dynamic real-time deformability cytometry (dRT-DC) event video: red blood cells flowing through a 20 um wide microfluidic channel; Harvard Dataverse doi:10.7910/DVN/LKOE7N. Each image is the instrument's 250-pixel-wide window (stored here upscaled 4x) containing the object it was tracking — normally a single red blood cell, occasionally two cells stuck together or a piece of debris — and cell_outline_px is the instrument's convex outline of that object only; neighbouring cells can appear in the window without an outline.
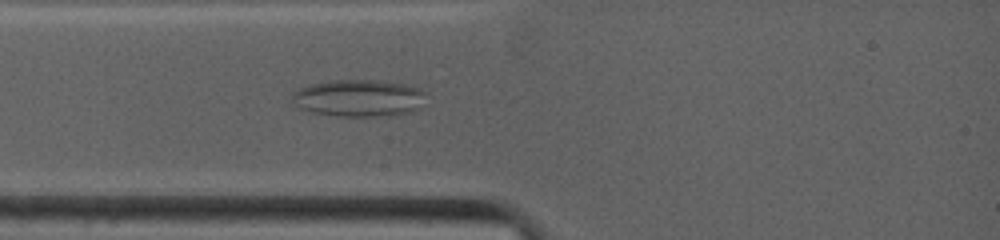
{"species": "common noctule bat (a hibernating species)", "species_latin": "Nyctalus noctula", "temperature_condition": "warm", "stored_images_in_passage": 12, "camera_frame_rate_fps": 4500, "um_per_image_px": 0.085, "animal": {"sex": "female", "body_mass_g": 19.0, "forearm_length_mm": 53.3}, "frame": {"image": 1, "passage_image": 10, "time_ms": 2.222, "image_size_px": [1000, 240], "cell_outline_px": [[428, 92], [420, 108], [396, 116], [336, 116], [312, 112], [300, 108], [292, 104], [288, 100], [292, 92], [300, 88], [312, 84], [328, 80], [380, 80], [408, 84], [420, 88]], "centroid_in_image_um": [30.5, 8.33], "position_along_channel_um": 54.5, "area_um2": 29.65}}